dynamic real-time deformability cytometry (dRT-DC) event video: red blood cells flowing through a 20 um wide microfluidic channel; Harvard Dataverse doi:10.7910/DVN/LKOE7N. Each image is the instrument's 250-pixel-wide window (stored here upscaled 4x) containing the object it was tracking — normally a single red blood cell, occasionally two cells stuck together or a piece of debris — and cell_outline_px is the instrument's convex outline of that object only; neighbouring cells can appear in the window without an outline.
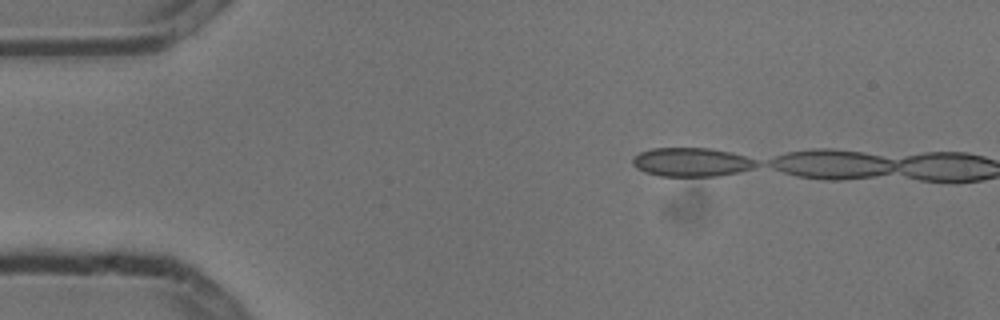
{"species": "common noctule bat (a hibernating species)", "species_latin": "Nyctalus noctula", "temperature_condition": "cold", "stored_images_in_passage": 2, "camera_frame_rate_fps": 3000, "um_per_image_px": 0.085, "animal": {"sex": "male", "body_mass_g": 13.3}, "frame": {"image": 1, "passage_image": 1, "time_ms": 0.0, "image_size_px": [1000, 320], "cell_outline_px": [[760, 164], [752, 168], [720, 176], [660, 176], [644, 172], [636, 168], [632, 164], [632, 156], [640, 152], [652, 148], [708, 148], [728, 152], [744, 156], [756, 160]], "centroid_in_image_um": [58.72, 13.78], "position_along_channel_um": 26.3, "area_um2": 20.75}}